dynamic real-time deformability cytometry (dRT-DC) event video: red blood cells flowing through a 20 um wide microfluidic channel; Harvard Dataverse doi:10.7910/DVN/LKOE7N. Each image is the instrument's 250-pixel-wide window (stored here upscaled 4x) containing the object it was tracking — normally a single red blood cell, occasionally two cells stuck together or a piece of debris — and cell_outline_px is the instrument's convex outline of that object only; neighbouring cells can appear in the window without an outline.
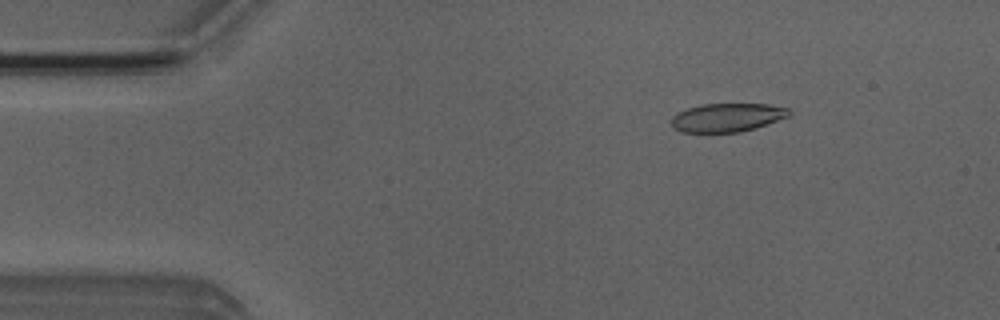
{"species": "Egyptian fruit bat (a non-hibernating species)", "species_latin": "Rousettus aegyptiacus", "temperature_condition": "room temperature", "stored_images_in_passage": 49, "camera_frame_rate_fps": 3000, "um_per_image_px": 0.085, "animal": {"sex": "male"}, "frame": {"image": 1, "passage_image": 5, "time_ms": 1.333, "image_size_px": [1000, 320], "cell_outline_px": [[792, 112], [788, 116], [756, 128], [740, 132], [680, 132], [672, 128], [672, 116], [676, 112], [700, 104], [768, 104], [788, 108]], "centroid_in_image_um": [61.78, 9.98], "position_along_channel_um": 23.2, "area_um2": 19.65}}
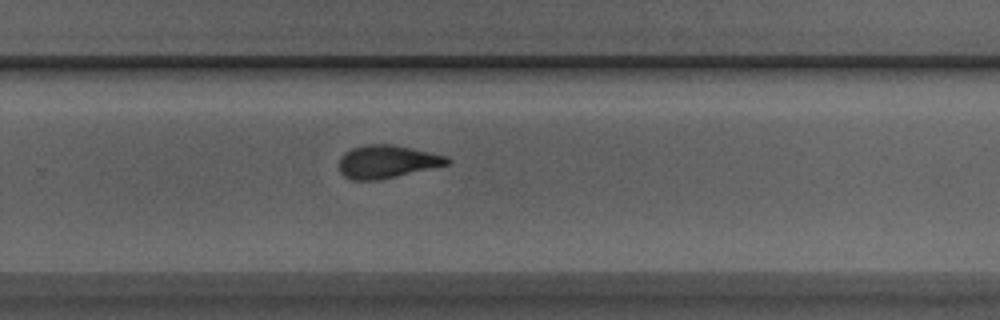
{"frame": {"image": 2, "passage_image": 31, "time_ms": 10.0, "image_size_px": [1000, 320], "cell_outline_px": [[452, 160], [448, 164], [396, 176], [376, 180], [352, 180], [344, 176], [340, 172], [340, 156], [344, 152], [352, 148], [364, 144], [392, 144], [412, 148], [448, 156]], "centroid_in_image_um": [32.88, 13.72], "position_along_channel_um": 296.9, "area_um2": 20.69}}
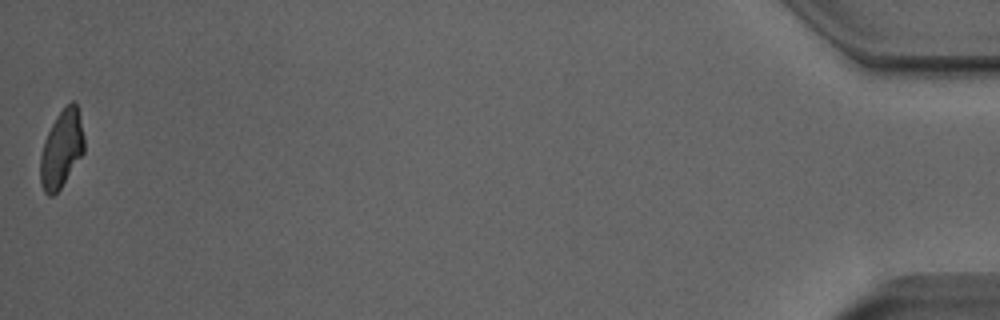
{"frame": {"image": 3, "passage_image": 49, "time_ms": 16.0, "image_size_px": [1000, 320], "cell_outline_px": [[84, 152], [60, 188], [52, 196], [48, 196], [44, 192], [40, 184], [40, 156], [48, 132], [56, 116], [72, 100], [76, 104], [84, 136]], "centroid_in_image_um": [5.22, 12.69], "position_along_channel_um": 430.0, "area_um2": 19.42}, "authors_computed_cell_mechanics": {"area_um2": 20.9236, "velocity_mm_per_s": 3.9547, "shape_relaxation_time_tau1_ms": 10.8757, "shape_relaxation_time_tau2_ms": 2.1832, "deformation_change_tau1": 0.2548, "deformation_change_tau2": 0.0867}}